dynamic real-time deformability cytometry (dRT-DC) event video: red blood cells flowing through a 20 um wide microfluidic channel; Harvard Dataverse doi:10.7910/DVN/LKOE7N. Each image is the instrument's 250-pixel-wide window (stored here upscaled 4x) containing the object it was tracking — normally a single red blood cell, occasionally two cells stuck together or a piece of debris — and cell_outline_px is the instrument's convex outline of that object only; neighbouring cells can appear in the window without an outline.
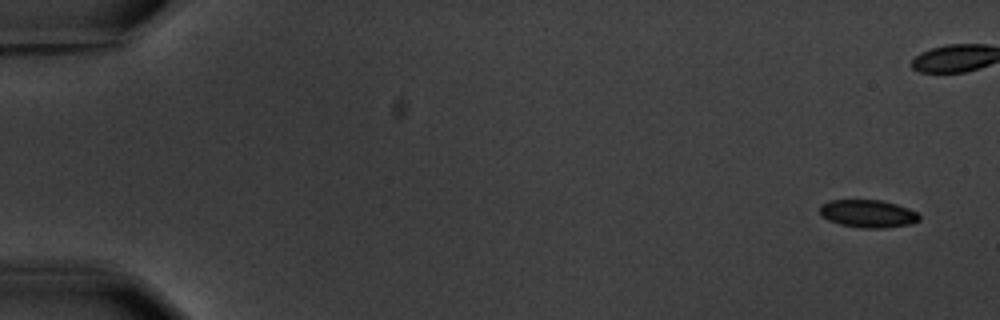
{"species": "common noctule bat (a hibernating species)", "species_latin": "Nyctalus noctula", "temperature_condition": "warm", "stored_images_in_passage": 6, "camera_frame_rate_fps": 3000, "um_per_image_px": 0.085, "animal": {"sex": "male", "body_mass_g": 20.1, "forearm_length_mm": 53.5}, "frame": {"image": 1, "passage_image": 1, "time_ms": 0.0, "image_size_px": [1000, 320], "cell_outline_px": [[920, 220], [912, 224], [884, 228], [860, 228], [840, 224], [828, 220], [820, 216], [820, 204], [832, 200], [884, 200], [908, 208], [916, 212], [920, 216]], "centroid_in_image_um": [73.77, 18.16], "position_along_channel_um": 11.2, "area_um2": 16.24}}
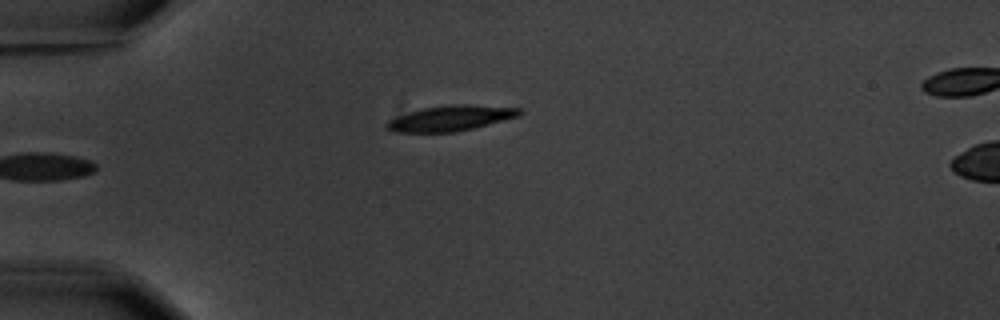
{"frame": {"image": 2, "passage_image": 6, "time_ms": 6.0, "image_size_px": [1000, 320], "cell_outline_px": [[524, 112], [520, 116], [456, 132], [392, 132], [384, 128], [384, 124], [388, 120], [420, 108], [452, 104], [468, 104], [520, 108]], "centroid_in_image_um": [38.28, 10.04], "position_along_channel_um": 46.7, "area_um2": 19.77}}